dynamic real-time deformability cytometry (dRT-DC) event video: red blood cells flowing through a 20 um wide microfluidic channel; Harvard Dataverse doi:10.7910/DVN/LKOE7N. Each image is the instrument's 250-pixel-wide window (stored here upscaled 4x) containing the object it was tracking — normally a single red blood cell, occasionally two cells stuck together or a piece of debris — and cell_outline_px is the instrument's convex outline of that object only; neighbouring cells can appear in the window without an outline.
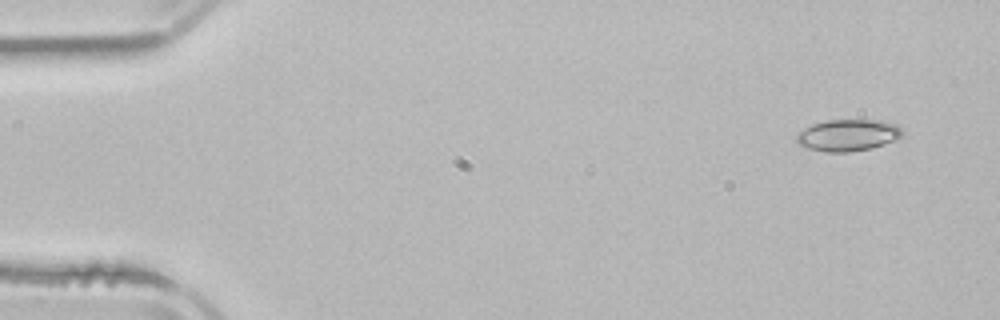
{"species": "common noctule bat (a hibernating species)", "species_latin": "Nyctalus noctula", "temperature_condition": "room temperature", "stored_images_in_passage": 4, "camera_frame_rate_fps": 3000, "um_per_image_px": 0.085, "animal": {"sex": "male", "body_mass_g": 21.5, "forearm_length_mm": 52.0}, "frame": {"image": 1, "passage_image": 1, "time_ms": 0.0, "image_size_px": [1000, 320], "cell_outline_px": [[904, 136], [900, 140], [872, 148], [848, 152], [824, 152], [808, 148], [800, 144], [796, 140], [796, 132], [812, 124], [828, 120], [884, 120], [896, 124], [904, 128]], "centroid_in_image_um": [72.16, 11.49], "position_along_channel_um": 12.8, "area_um2": 20.06}}
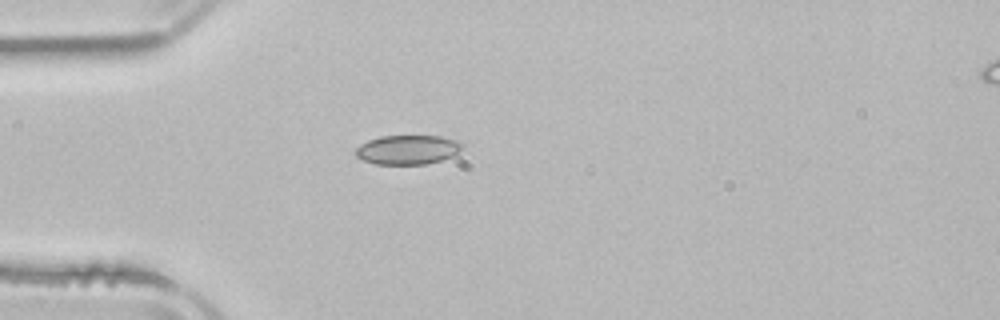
{"frame": {"image": 2, "passage_image": 3, "time_ms": 3.667, "image_size_px": [1000, 320], "cell_outline_px": [[464, 144], [452, 156], [440, 160], [424, 164], [376, 164], [364, 160], [356, 156], [356, 148], [360, 144], [368, 140], [380, 136], [440, 136], [456, 140]], "centroid_in_image_um": [34.62, 12.72], "position_along_channel_um": 50.4, "area_um2": 17.98}}